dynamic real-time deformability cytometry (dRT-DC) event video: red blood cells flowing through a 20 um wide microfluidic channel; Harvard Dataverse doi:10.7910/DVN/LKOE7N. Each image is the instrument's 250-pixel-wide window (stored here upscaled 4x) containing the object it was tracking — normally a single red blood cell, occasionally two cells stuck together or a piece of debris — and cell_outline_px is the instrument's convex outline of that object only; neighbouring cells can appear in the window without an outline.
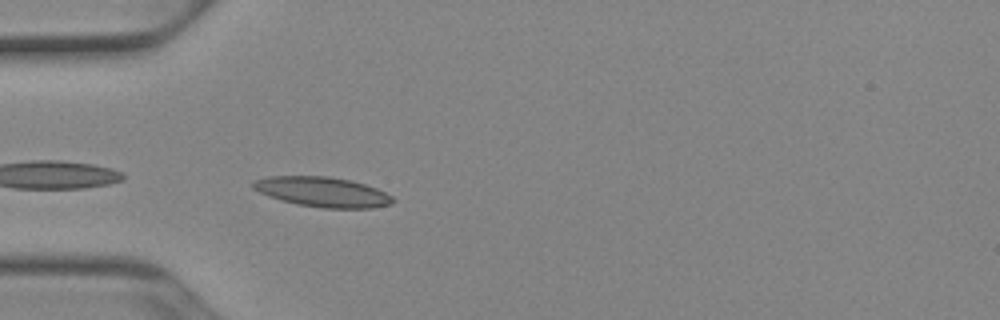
{"species": "Egyptian fruit bat (a non-hibernating species)", "species_latin": "Rousettus aegyptiacus", "temperature_condition": "cold", "stored_images_in_passage": 4, "camera_frame_rate_fps": 3000, "um_per_image_px": 0.085, "animal": {"sex": "female"}, "frame": {"image": 1, "passage_image": 1, "time_ms": 0.0, "image_size_px": [1000, 320], "cell_outline_px": [[396, 200], [392, 204], [372, 208], [324, 208], [296, 204], [280, 200], [268, 196], [252, 188], [252, 184], [256, 180], [268, 176], [328, 176], [348, 180], [364, 184], [376, 188], [392, 196]], "centroid_in_image_um": [27.42, 16.32], "position_along_channel_um": 57.6, "area_um2": 24.33}}